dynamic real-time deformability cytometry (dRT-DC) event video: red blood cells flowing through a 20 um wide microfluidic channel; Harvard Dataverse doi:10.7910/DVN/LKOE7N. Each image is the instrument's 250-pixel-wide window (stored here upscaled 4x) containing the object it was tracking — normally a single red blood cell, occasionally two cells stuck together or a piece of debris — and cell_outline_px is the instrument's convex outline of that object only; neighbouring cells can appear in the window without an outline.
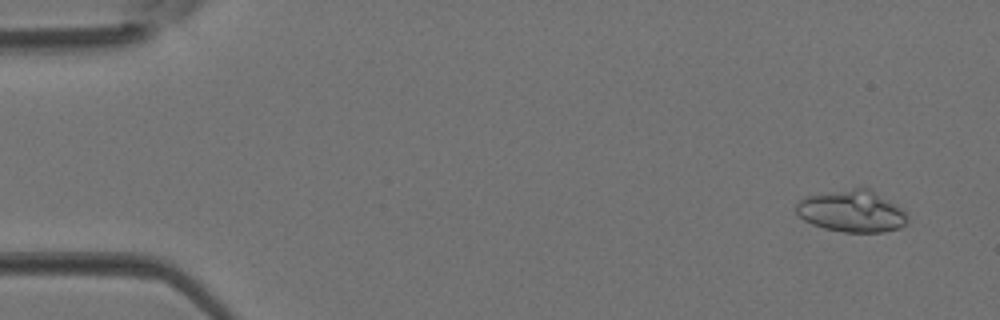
{"species": "Egyptian fruit bat (a non-hibernating species)", "species_latin": "Rousettus aegyptiacus", "temperature_condition": "room temperature", "stored_images_in_passage": 3, "camera_frame_rate_fps": 3000, "um_per_image_px": 0.085, "animal": {"sex": "female"}, "frame": {"image": 1, "passage_image": 1, "time_ms": 0.0, "image_size_px": [1000, 320], "cell_outline_px": [[908, 220], [900, 228], [884, 232], [844, 232], [824, 228], [812, 224], [804, 220], [796, 212], [796, 204], [804, 196], [824, 192], [852, 188], [868, 188], [896, 204], [908, 216]], "centroid_in_image_um": [72.39, 17.95], "position_along_channel_um": 12.6, "area_um2": 27.11}}